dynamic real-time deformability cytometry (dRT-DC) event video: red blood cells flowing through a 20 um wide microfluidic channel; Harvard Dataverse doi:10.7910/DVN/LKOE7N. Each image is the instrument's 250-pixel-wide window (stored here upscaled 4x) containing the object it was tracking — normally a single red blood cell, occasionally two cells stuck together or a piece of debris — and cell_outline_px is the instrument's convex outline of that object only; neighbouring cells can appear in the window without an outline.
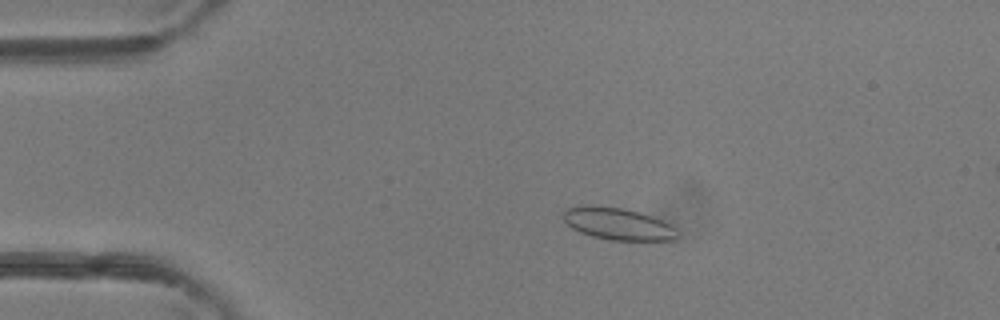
{"species": "common noctule bat (a hibernating species)", "species_latin": "Nyctalus noctula", "temperature_condition": "room temperature", "stored_images_in_passage": 39, "camera_frame_rate_fps": 3000, "um_per_image_px": 0.085, "animal": {"sex": "female"}, "frame": {"image": 1, "passage_image": 1, "time_ms": 0.0, "image_size_px": [1000, 320], "cell_outline_px": [[680, 236], [676, 240], [608, 240], [592, 236], [580, 232], [572, 228], [564, 220], [564, 212], [568, 208], [580, 204], [592, 204], [624, 208], [640, 212], [652, 216], [676, 228]], "centroid_in_image_um": [52.52, 19.01], "position_along_channel_um": 32.5, "area_um2": 21.56}}
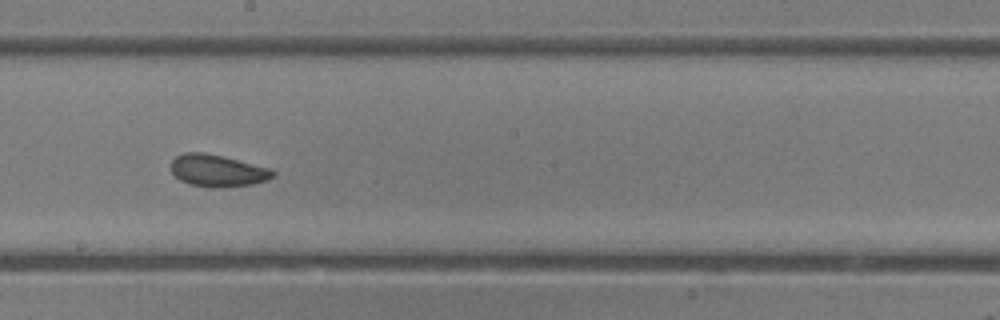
{"frame": {"image": 2, "passage_image": 18, "time_ms": 5.667, "image_size_px": [1000, 320], "cell_outline_px": [[276, 176], [268, 180], [252, 184], [220, 188], [208, 188], [188, 184], [180, 180], [172, 172], [172, 160], [176, 156], [184, 152], [204, 152], [272, 168], [276, 172]], "centroid_in_image_um": [18.52, 14.52], "position_along_channel_um": 229.7, "area_um2": 19.25}}
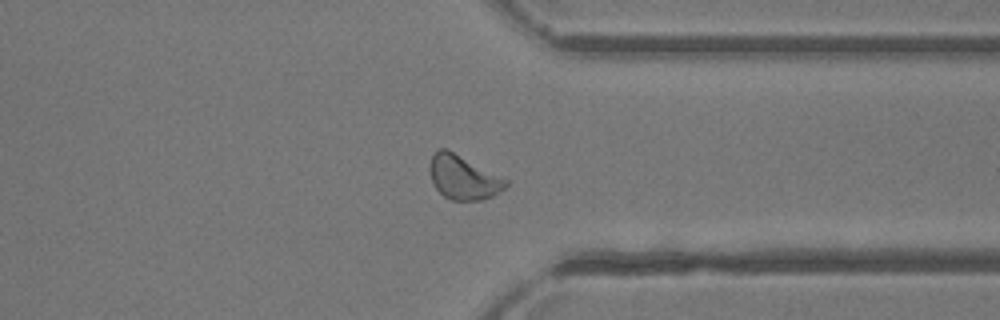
{"frame": {"image": 3, "passage_image": 28, "time_ms": 9.0, "image_size_px": [1000, 320], "cell_outline_px": [[508, 184], [504, 188], [492, 196], [484, 200], [452, 200], [444, 196], [432, 184], [432, 156], [440, 148], [448, 148], [508, 180]], "centroid_in_image_um": [39.41, 15.08], "position_along_channel_um": 372.0, "area_um2": 19.19}, "authors_computed_cell_mechanics": {"area_um2": 19.4786, "velocity_mm_per_s": 4.3428, "shape_relaxation_time_tau1_ms": 6.0165, "shape_relaxation_time_tau2_ms": 1.326, "deformation_change_tau1": 0.0878, "deformation_change_tau2": 0.0602}}